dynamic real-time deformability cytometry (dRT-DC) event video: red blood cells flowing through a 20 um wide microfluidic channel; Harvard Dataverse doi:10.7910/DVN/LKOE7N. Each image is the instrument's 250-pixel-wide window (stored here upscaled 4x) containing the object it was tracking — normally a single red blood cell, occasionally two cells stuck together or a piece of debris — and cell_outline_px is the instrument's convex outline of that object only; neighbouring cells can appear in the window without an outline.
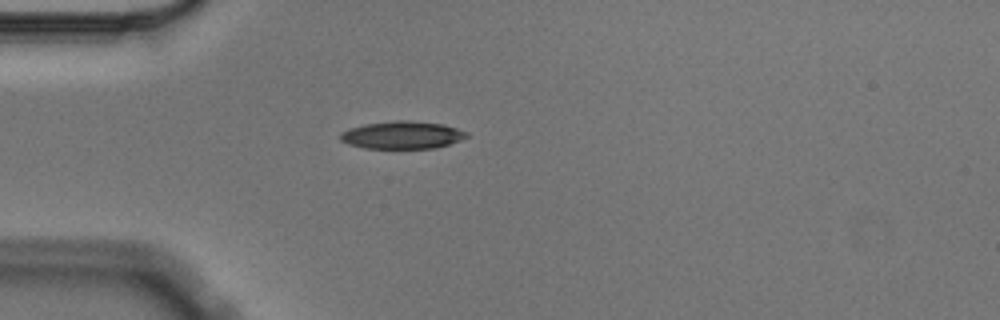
{"species": "Egyptian fruit bat (a non-hibernating species)", "species_latin": "Rousettus aegyptiacus", "temperature_condition": "cold", "stored_images_in_passage": 4, "camera_frame_rate_fps": 3000, "um_per_image_px": 0.085, "animal": {"sex": "male"}, "frame": {"image": 1, "passage_image": 4, "time_ms": 1.0, "image_size_px": [1000, 320], "cell_outline_px": [[468, 136], [460, 140], [436, 148], [364, 148], [348, 144], [340, 140], [340, 132], [348, 128], [364, 124], [396, 120], [408, 120], [444, 124], [468, 132]], "centroid_in_image_um": [34.16, 11.47], "position_along_channel_um": 50.8, "area_um2": 20.4}}